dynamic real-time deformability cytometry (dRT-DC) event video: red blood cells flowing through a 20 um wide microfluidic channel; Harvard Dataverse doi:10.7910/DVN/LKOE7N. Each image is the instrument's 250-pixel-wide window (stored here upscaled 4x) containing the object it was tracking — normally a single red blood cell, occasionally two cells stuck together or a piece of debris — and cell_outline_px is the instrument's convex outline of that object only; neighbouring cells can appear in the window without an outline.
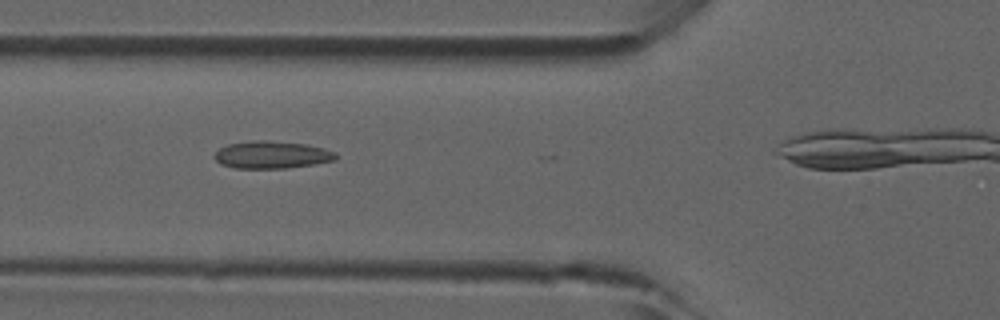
{"species": "common noctule bat (a hibernating species)", "species_latin": "Nyctalus noctula", "temperature_condition": "room temperature", "stored_images_in_passage": 16, "camera_frame_rate_fps": 3000, "um_per_image_px": 0.085, "animal": {"sex": "male", "forearm_length_mm": 52.5}, "frame": {"image": 1, "passage_image": 10, "time_ms": 3.0, "image_size_px": [1000, 320], "cell_outline_px": [[336, 160], [316, 164], [288, 168], [236, 168], [220, 164], [212, 156], [220, 148], [228, 144], [252, 140], [264, 140], [308, 144], [324, 148], [336, 152]], "centroid_in_image_um": [23.11, 13.16], "position_along_channel_um": 102.7, "area_um2": 19.54}}